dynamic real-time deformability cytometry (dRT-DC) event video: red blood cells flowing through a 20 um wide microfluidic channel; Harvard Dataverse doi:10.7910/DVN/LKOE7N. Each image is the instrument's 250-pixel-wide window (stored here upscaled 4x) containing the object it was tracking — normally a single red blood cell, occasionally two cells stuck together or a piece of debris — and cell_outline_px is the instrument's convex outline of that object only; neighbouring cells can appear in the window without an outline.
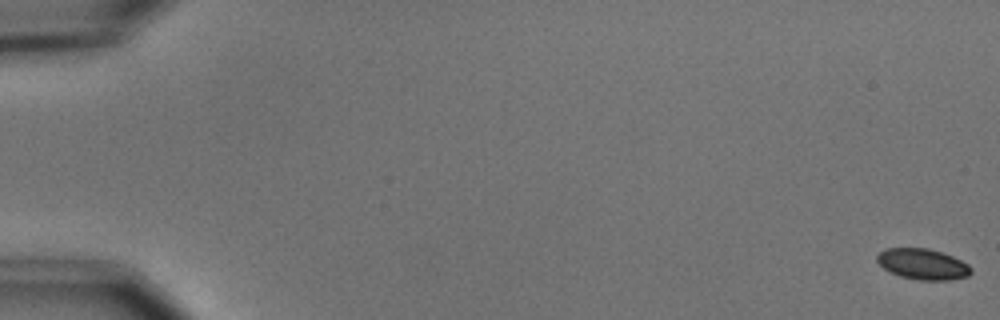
{"species": "common noctule bat (a hibernating species)", "species_latin": "Nyctalus noctula", "temperature_condition": "cold", "stored_images_in_passage": 6, "segment_of_instrument_passage": [1, 2], "camera_frame_rate_fps": 3000, "um_per_image_px": 0.085, "animal": {"sex": "male", "body_mass_g": 15.6}, "frame": {"image": 1, "passage_image": 1, "time_ms": 0.0, "image_size_px": [1000, 320], "cell_outline_px": [[972, 272], [968, 276], [948, 280], [920, 280], [900, 276], [884, 268], [876, 260], [876, 256], [884, 248], [928, 248], [944, 252], [968, 264], [972, 268]], "centroid_in_image_um": [78.45, 22.44], "position_along_channel_um": 6.6, "area_um2": 16.88}}